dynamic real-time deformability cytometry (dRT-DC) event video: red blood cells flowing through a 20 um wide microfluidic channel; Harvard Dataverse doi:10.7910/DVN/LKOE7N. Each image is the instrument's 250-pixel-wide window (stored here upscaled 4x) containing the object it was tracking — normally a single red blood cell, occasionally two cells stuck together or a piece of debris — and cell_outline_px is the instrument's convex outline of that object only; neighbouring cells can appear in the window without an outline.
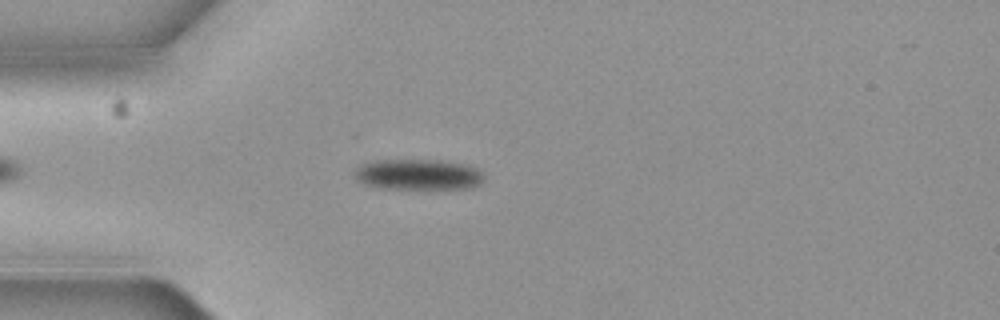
{"species": "common noctule bat (a hibernating species)", "species_latin": "Nyctalus noctula", "temperature_condition": "cold", "stored_images_in_passage": 3, "camera_frame_rate_fps": 3000, "um_per_image_px": 0.085, "animal": {"sex": "female", "body_mass_g": 19.3, "forearm_length_mm": 54.1}, "frame": {"image": 1, "passage_image": 3, "time_ms": 0.667, "image_size_px": [1000, 320], "cell_outline_px": [[484, 180], [480, 184], [472, 188], [380, 188], [364, 184], [356, 180], [352, 172], [360, 164], [376, 160], [440, 160], [468, 164], [476, 168], [484, 176]], "centroid_in_image_um": [35.52, 14.82], "position_along_channel_um": 49.5, "area_um2": 23.35}}